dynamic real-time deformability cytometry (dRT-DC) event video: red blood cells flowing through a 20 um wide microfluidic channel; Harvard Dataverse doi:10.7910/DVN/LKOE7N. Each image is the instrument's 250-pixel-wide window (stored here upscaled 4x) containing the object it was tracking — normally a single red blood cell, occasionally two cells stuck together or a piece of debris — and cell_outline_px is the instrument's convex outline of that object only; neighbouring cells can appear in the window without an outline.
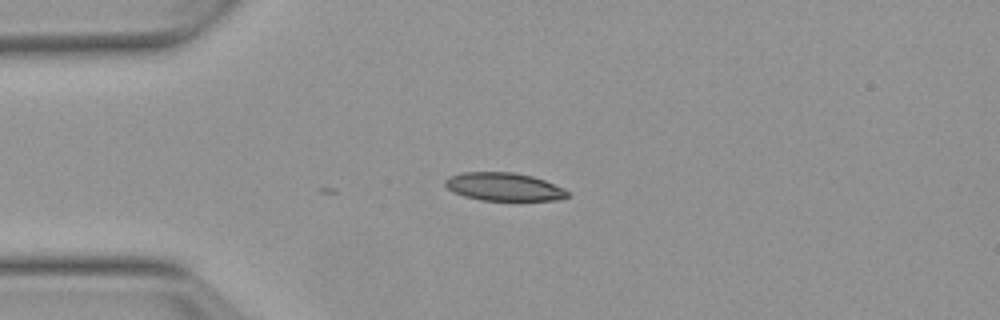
{"species": "Egyptian fruit bat (a non-hibernating species)", "species_latin": "Rousettus aegyptiacus", "temperature_condition": "warm", "stored_images_in_passage": 5, "camera_frame_rate_fps": 3000, "um_per_image_px": 0.085, "animal": {"sex": "female"}, "frame": {"image": 1, "passage_image": 5, "time_ms": 1.333, "image_size_px": [1000, 320], "cell_outline_px": [[568, 196], [560, 200], [480, 200], [464, 196], [452, 192], [444, 184], [444, 180], [448, 176], [464, 172], [512, 172], [532, 176], [544, 180], [564, 188], [568, 192]], "centroid_in_image_um": [42.8, 15.87], "position_along_channel_um": 42.2, "area_um2": 20.06}}